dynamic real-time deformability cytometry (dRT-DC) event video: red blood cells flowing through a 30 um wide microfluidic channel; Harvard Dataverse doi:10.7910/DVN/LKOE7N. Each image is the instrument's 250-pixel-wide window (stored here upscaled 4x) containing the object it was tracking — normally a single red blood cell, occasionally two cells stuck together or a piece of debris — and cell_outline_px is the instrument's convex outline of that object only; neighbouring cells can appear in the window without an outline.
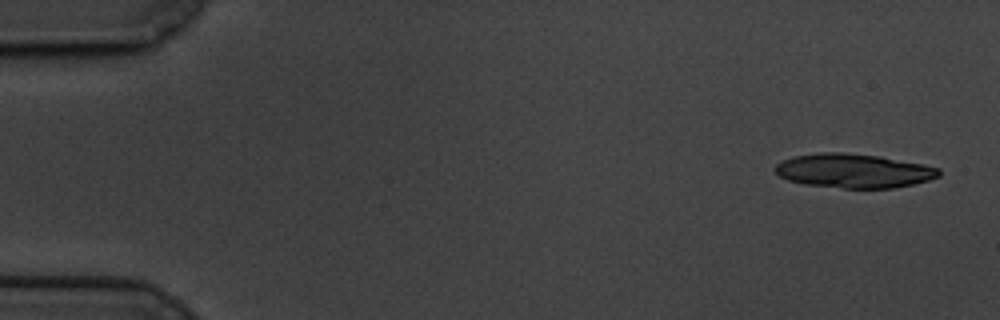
{"species": "common noctule bat (a hibernating species)", "species_latin": "Nyctalus noctula", "temperature_condition": "cold", "stored_images_in_passage": 19, "camera_frame_rate_fps": 3000, "um_per_image_px": 0.085, "animal": {"sex": "male", "body_mass_g": 19.5, "forearm_length_mm": 54.6}, "frame": {"image": 1, "passage_image": 3, "time_ms": 0.667, "image_size_px": [1000, 320], "cell_outline_px": [[940, 176], [928, 180], [912, 184], [892, 188], [844, 188], [804, 184], [788, 180], [780, 176], [776, 172], [776, 164], [792, 156], [820, 152], [844, 152], [880, 156], [940, 168]], "centroid_in_image_um": [72.55, 14.51], "position_along_channel_um": 12.5, "area_um2": 32.37}}